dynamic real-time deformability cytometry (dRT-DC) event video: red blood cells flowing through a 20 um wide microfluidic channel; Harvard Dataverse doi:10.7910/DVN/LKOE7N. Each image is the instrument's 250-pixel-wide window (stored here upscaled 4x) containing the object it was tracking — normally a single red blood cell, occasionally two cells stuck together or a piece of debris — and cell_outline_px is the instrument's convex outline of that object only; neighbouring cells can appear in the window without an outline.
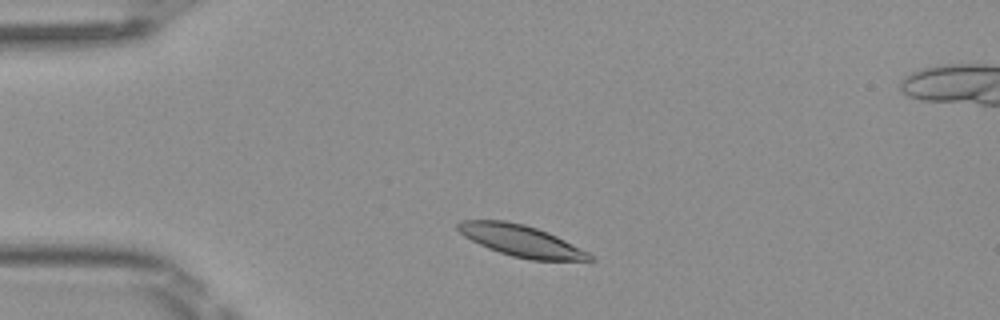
{"species": "Egyptian fruit bat (a non-hibernating species)", "species_latin": "Rousettus aegyptiacus", "temperature_condition": "room temperature", "stored_images_in_passage": 43, "camera_frame_rate_fps": 3000, "um_per_image_px": 0.085, "frame": {"image": 1, "passage_image": 4, "time_ms": 1.0, "image_size_px": [1000, 320], "cell_outline_px": [[596, 260], [592, 264], [532, 260], [512, 256], [488, 248], [464, 236], [456, 228], [456, 224], [460, 220], [504, 220], [524, 224], [548, 232], [588, 252]], "centroid_in_image_um": [44.43, 20.52], "position_along_channel_um": 40.6, "area_um2": 24.8}}
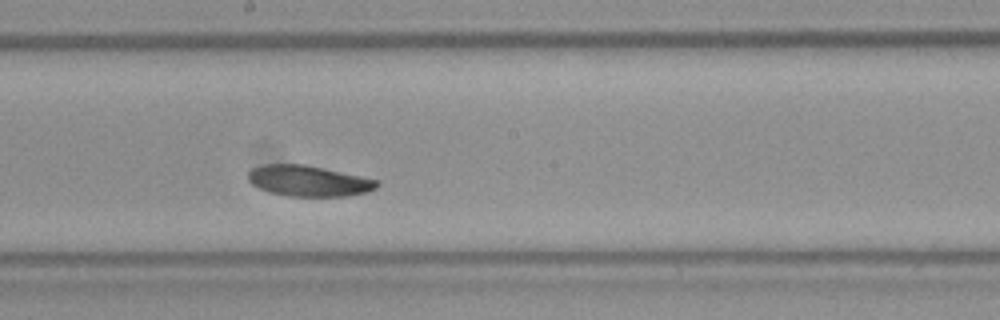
{"frame": {"image": 2, "passage_image": 20, "time_ms": 6.333, "image_size_px": [1000, 320], "cell_outline_px": [[380, 184], [376, 188], [368, 192], [348, 196], [288, 196], [268, 192], [252, 184], [248, 180], [248, 172], [252, 168], [264, 164], [304, 164], [324, 168], [380, 180]], "centroid_in_image_um": [26.25, 15.38], "position_along_channel_um": 221.9, "area_um2": 23.29}}
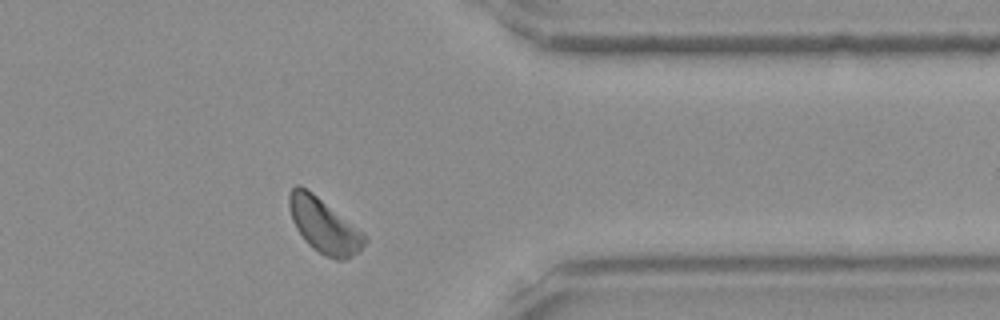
{"frame": {"image": 3, "passage_image": 33, "time_ms": 10.667, "image_size_px": [1000, 320], "cell_outline_px": [[368, 240], [360, 252], [344, 260], [336, 260], [324, 256], [312, 248], [304, 240], [296, 228], [292, 220], [288, 208], [288, 196], [292, 188], [296, 184], [300, 184], [312, 192], [364, 232], [368, 236]], "centroid_in_image_um": [27.55, 19.19], "position_along_channel_um": 383.8, "area_um2": 24.39}, "authors_computed_cell_mechanics": {"area_um2": 23.698, "velocity_mm_per_s": 3.9981, "shape_relaxation_time_tau1_ms": 5.791, "shape_relaxation_time_tau2_ms": null, "deformation_change_tau1": 0.1269, "deformation_change_tau2": null}}